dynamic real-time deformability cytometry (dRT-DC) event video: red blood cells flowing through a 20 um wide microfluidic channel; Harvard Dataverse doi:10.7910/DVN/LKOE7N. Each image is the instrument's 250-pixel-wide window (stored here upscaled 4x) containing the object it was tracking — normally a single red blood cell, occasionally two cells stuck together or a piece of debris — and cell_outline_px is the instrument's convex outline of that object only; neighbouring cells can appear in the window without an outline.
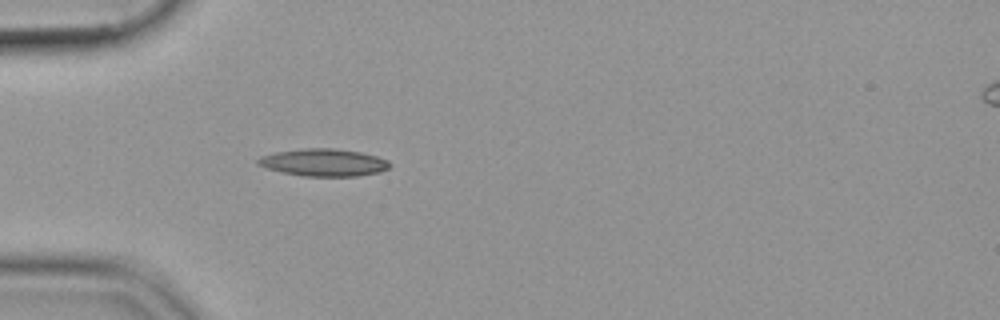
{"species": "common noctule bat (a hibernating species)", "species_latin": "Nyctalus noctula", "temperature_condition": "cold", "stored_images_in_passage": 39, "camera_frame_rate_fps": 3000, "um_per_image_px": 0.085, "animal": {"sex": "female", "body_mass_g": 19.9}, "frame": {"image": 1, "passage_image": 1, "time_ms": 0.0, "image_size_px": [1000, 320], "cell_outline_px": [[392, 164], [388, 168], [380, 172], [356, 176], [304, 176], [284, 172], [268, 168], [256, 164], [256, 160], [260, 156], [276, 152], [304, 148], [332, 148], [360, 152], [376, 156], [388, 160]], "centroid_in_image_um": [27.52, 13.81], "position_along_channel_um": 57.5, "area_um2": 20.92}}
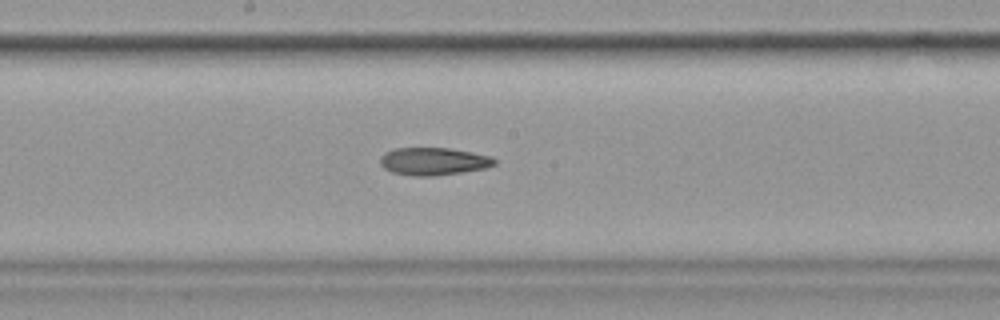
{"frame": {"image": 2, "passage_image": 14, "time_ms": 4.333, "image_size_px": [1000, 320], "cell_outline_px": [[496, 164], [484, 168], [436, 176], [412, 176], [392, 172], [384, 168], [380, 164], [380, 156], [384, 152], [392, 148], [448, 148], [472, 152], [492, 156], [496, 160]], "centroid_in_image_um": [36.81, 13.71], "position_along_channel_um": 211.4, "area_um2": 18.5}}
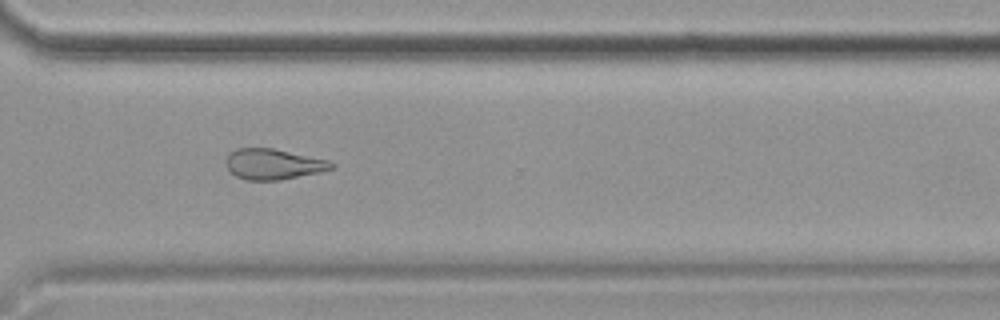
{"frame": {"image": 3, "passage_image": 25, "time_ms": 8.0, "image_size_px": [1000, 320], "cell_outline_px": [[336, 164], [332, 168], [320, 172], [280, 180], [244, 180], [228, 172], [224, 164], [224, 160], [228, 152], [236, 148], [272, 148], [328, 160]], "centroid_in_image_um": [23.14, 13.95], "position_along_channel_um": 347.5, "area_um2": 19.07}}